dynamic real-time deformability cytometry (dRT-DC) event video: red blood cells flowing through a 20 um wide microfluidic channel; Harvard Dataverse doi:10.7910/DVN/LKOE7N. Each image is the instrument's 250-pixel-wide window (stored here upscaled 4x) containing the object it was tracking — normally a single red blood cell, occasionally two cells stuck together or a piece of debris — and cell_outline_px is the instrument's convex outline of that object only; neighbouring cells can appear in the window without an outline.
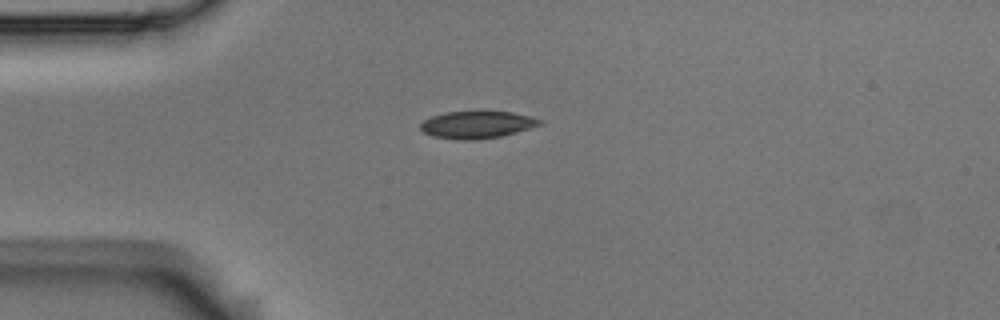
{"species": "Egyptian fruit bat (a non-hibernating species)", "species_latin": "Rousettus aegyptiacus", "temperature_condition": "room temperature", "stored_images_in_passage": 1, "camera_frame_rate_fps": 3000, "um_per_image_px": 0.085, "animal": {"sex": "male"}, "frame": {"image": 1, "passage_image": 1, "time_ms": 0.0, "image_size_px": [1000, 320], "cell_outline_px": [[540, 124], [528, 128], [500, 136], [476, 140], [456, 140], [432, 136], [424, 132], [420, 128], [420, 124], [424, 120], [432, 116], [444, 112], [512, 112], [528, 116], [540, 120]], "centroid_in_image_um": [40.45, 10.61], "position_along_channel_um": 44.5, "area_um2": 18.55}}